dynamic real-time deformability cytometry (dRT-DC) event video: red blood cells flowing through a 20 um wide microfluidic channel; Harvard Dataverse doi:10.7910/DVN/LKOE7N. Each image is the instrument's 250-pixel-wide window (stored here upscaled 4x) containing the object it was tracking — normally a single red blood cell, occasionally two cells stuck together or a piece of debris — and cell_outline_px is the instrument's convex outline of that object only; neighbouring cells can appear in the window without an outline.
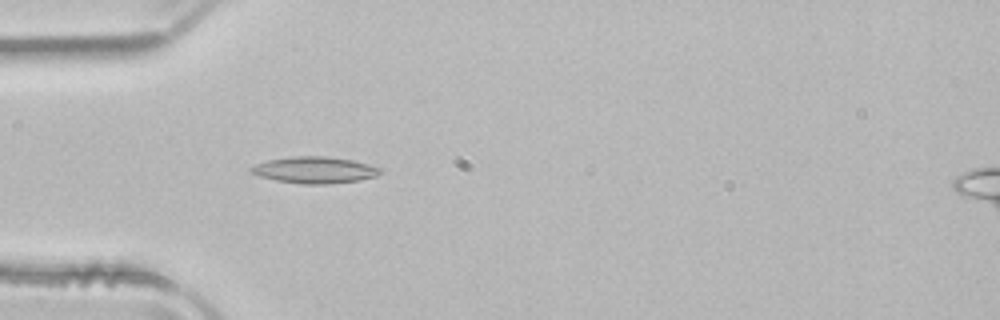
{"species": "common noctule bat (a hibernating species)", "species_latin": "Nyctalus noctula", "temperature_condition": "room temperature", "stored_images_in_passage": 41, "camera_frame_rate_fps": 3000, "um_per_image_px": 0.085, "animal": {"sex": "male", "body_mass_g": 21.5, "forearm_length_mm": 52.0}, "frame": {"image": 1, "passage_image": 4, "time_ms": 1.0, "image_size_px": [1000, 320], "cell_outline_px": [[380, 172], [376, 176], [360, 180], [324, 184], [304, 184], [276, 180], [260, 176], [252, 172], [248, 168], [256, 164], [268, 160], [292, 156], [328, 156], [352, 160], [368, 164], [380, 168]], "centroid_in_image_um": [26.74, 14.44], "position_along_channel_um": 58.3, "area_um2": 19.77}}
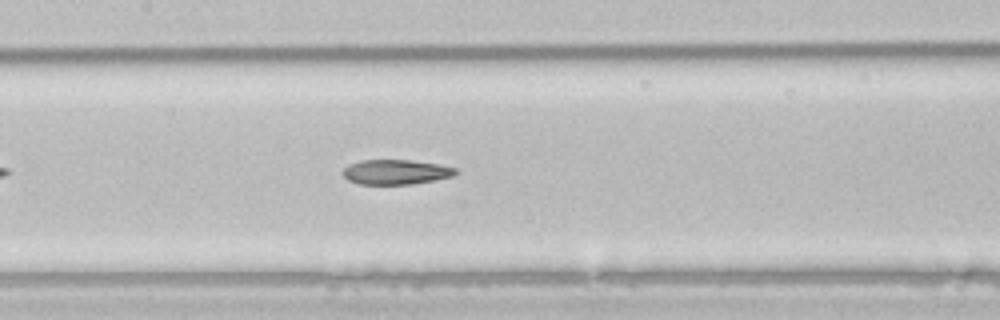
{"frame": {"image": 2, "passage_image": 13, "time_ms": 4.0, "image_size_px": [1000, 320], "cell_outline_px": [[456, 172], [452, 176], [412, 184], [360, 184], [348, 180], [340, 172], [348, 164], [360, 160], [408, 160], [436, 164], [456, 168]], "centroid_in_image_um": [33.56, 14.62], "position_along_channel_um": 173.8, "area_um2": 16.13}}
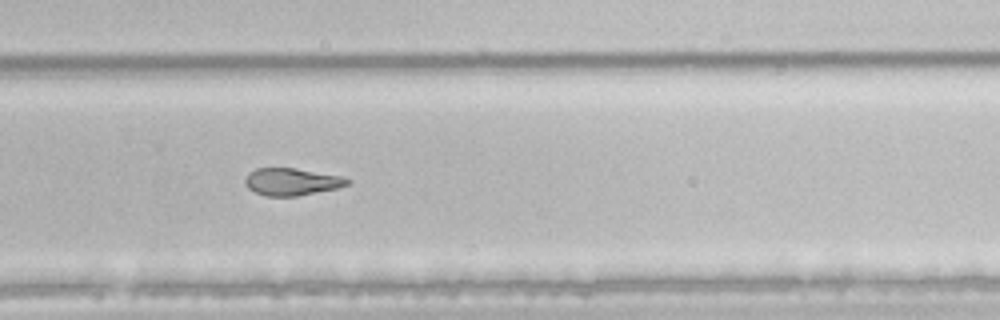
{"frame": {"image": 3, "passage_image": 23, "time_ms": 7.333, "image_size_px": [1000, 320], "cell_outline_px": [[352, 180], [348, 184], [336, 188], [296, 196], [268, 196], [256, 192], [248, 188], [244, 180], [248, 172], [256, 168], [296, 168], [344, 176]], "centroid_in_image_um": [24.8, 15.43], "position_along_channel_um": 305.0, "area_um2": 16.24}, "authors_computed_cell_mechanics": {"area_um2": 17.7446, "velocity_mm_per_s": 3.9577, "shape_relaxation_time_tau1_ms": null, "shape_relaxation_time_tau2_ms": 4.143, "deformation_change_tau1": null, "deformation_change_tau2": 0.114}}